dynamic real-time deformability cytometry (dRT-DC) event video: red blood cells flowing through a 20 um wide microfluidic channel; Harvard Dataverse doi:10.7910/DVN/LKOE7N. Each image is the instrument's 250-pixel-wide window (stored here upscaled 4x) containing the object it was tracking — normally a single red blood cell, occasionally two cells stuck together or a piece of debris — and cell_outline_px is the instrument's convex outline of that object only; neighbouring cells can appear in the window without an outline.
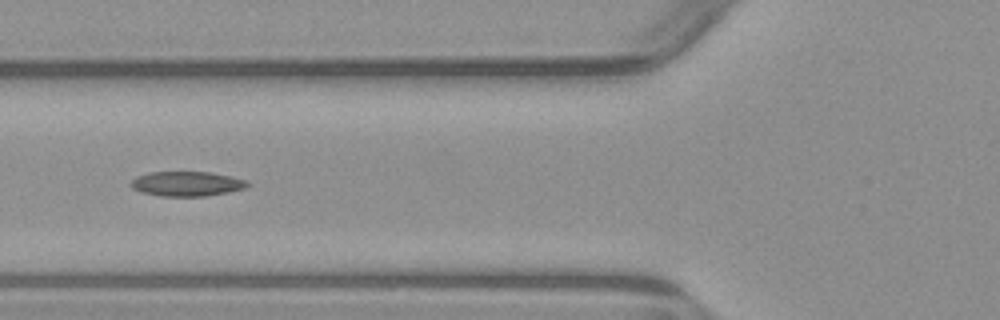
{"species": "common noctule bat (a hibernating species)", "species_latin": "Nyctalus noctula", "temperature_condition": "warm", "stored_images_in_passage": 2, "camera_frame_rate_fps": 3000, "um_per_image_px": 0.085, "animal": {"sex": "male", "body_mass_g": 23.1, "forearm_length_mm": 52.7}, "frame": {"image": 1, "passage_image": 2, "time_ms": 1.333, "image_size_px": [1000, 320], "cell_outline_px": [[252, 184], [244, 188], [228, 192], [204, 196], [160, 196], [140, 192], [132, 188], [128, 184], [136, 176], [148, 172], [208, 172], [232, 176], [248, 180]], "centroid_in_image_um": [15.87, 15.62], "position_along_channel_um": 109.9, "area_um2": 16.99}}